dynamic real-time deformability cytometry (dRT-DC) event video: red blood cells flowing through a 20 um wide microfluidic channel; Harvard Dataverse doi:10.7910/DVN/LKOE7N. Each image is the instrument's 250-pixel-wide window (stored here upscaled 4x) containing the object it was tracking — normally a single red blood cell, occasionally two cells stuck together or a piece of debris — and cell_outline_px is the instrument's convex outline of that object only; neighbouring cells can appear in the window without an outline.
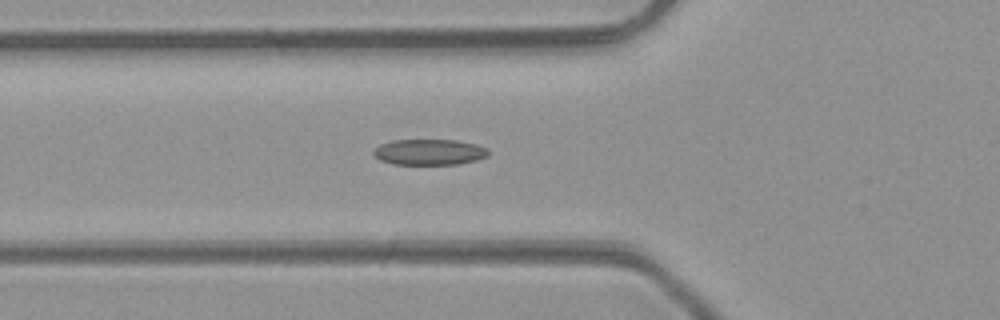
{"species": "common noctule bat (a hibernating species)", "species_latin": "Nyctalus noctula", "temperature_condition": "room temperature", "stored_images_in_passage": 32, "camera_frame_rate_fps": 3000, "um_per_image_px": 0.085, "animal": {"sex": "male", "body_mass_g": 23.1, "forearm_length_mm": 52.7}, "frame": {"image": 1, "passage_image": 2, "time_ms": 0.333, "image_size_px": [1000, 320], "cell_outline_px": [[488, 156], [476, 160], [456, 164], [392, 164], [380, 160], [372, 152], [380, 144], [392, 140], [456, 140], [476, 144], [488, 148]], "centroid_in_image_um": [36.5, 12.92], "position_along_channel_um": 89.3, "area_um2": 17.22}}
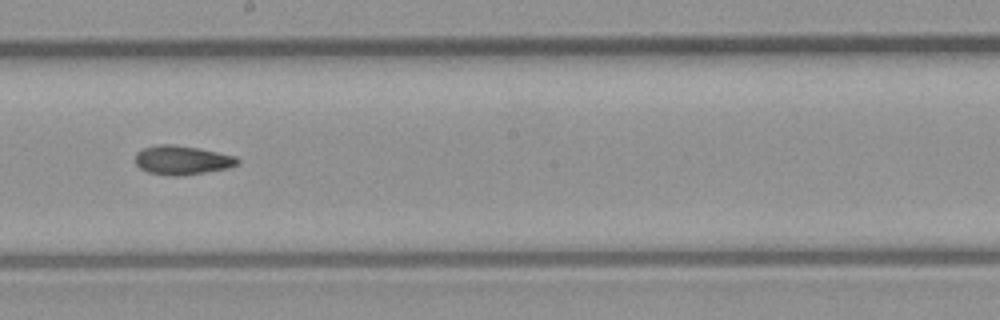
{"frame": {"image": 2, "passage_image": 12, "time_ms": 3.667, "image_size_px": [1000, 320], "cell_outline_px": [[240, 164], [228, 168], [180, 176], [168, 176], [148, 172], [140, 168], [136, 164], [136, 152], [144, 148], [156, 144], [172, 144], [200, 148], [236, 156], [240, 160]], "centroid_in_image_um": [15.49, 13.6], "position_along_channel_um": 232.7, "area_um2": 17.46}}
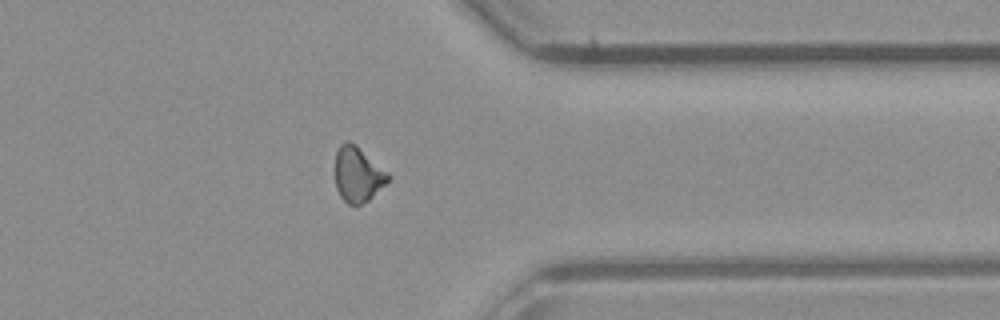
{"frame": {"image": 3, "passage_image": 23, "time_ms": 7.333, "image_size_px": [1000, 320], "cell_outline_px": [[392, 176], [368, 200], [360, 204], [348, 204], [340, 196], [336, 188], [336, 152], [340, 144], [348, 140], [356, 144], [388, 172]], "centroid_in_image_um": [30.41, 14.8], "position_along_channel_um": 381.0, "area_um2": 16.82}}